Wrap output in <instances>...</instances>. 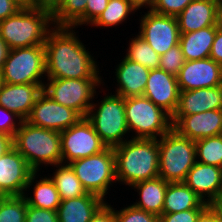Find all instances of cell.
Here are the masks:
<instances>
[{"label":"cell","instance_id":"6da1fadb","mask_svg":"<svg viewBox=\"0 0 222 222\" xmlns=\"http://www.w3.org/2000/svg\"><path fill=\"white\" fill-rule=\"evenodd\" d=\"M74 29V30H73ZM73 27H55L45 46V78L102 79L96 59Z\"/></svg>","mask_w":222,"mask_h":222},{"label":"cell","instance_id":"7a4b0ae2","mask_svg":"<svg viewBox=\"0 0 222 222\" xmlns=\"http://www.w3.org/2000/svg\"><path fill=\"white\" fill-rule=\"evenodd\" d=\"M113 149L118 183L131 187L159 176L157 139L131 138Z\"/></svg>","mask_w":222,"mask_h":222},{"label":"cell","instance_id":"3957f363","mask_svg":"<svg viewBox=\"0 0 222 222\" xmlns=\"http://www.w3.org/2000/svg\"><path fill=\"white\" fill-rule=\"evenodd\" d=\"M54 28L53 11L38 4L0 21V37L9 49L44 45Z\"/></svg>","mask_w":222,"mask_h":222},{"label":"cell","instance_id":"277c9868","mask_svg":"<svg viewBox=\"0 0 222 222\" xmlns=\"http://www.w3.org/2000/svg\"><path fill=\"white\" fill-rule=\"evenodd\" d=\"M13 147L34 172H39L41 165L62 163L60 132L34 126L26 120L15 132Z\"/></svg>","mask_w":222,"mask_h":222},{"label":"cell","instance_id":"5b68a950","mask_svg":"<svg viewBox=\"0 0 222 222\" xmlns=\"http://www.w3.org/2000/svg\"><path fill=\"white\" fill-rule=\"evenodd\" d=\"M159 177L167 182H183L196 163L194 140L171 129L158 139Z\"/></svg>","mask_w":222,"mask_h":222},{"label":"cell","instance_id":"8992f818","mask_svg":"<svg viewBox=\"0 0 222 222\" xmlns=\"http://www.w3.org/2000/svg\"><path fill=\"white\" fill-rule=\"evenodd\" d=\"M86 118L107 147L115 148L128 140L124 97L106 94L97 104L92 103Z\"/></svg>","mask_w":222,"mask_h":222},{"label":"cell","instance_id":"52a82bcc","mask_svg":"<svg viewBox=\"0 0 222 222\" xmlns=\"http://www.w3.org/2000/svg\"><path fill=\"white\" fill-rule=\"evenodd\" d=\"M125 119L131 138L158 140L173 128L171 115L144 96L125 98Z\"/></svg>","mask_w":222,"mask_h":222},{"label":"cell","instance_id":"ba28073f","mask_svg":"<svg viewBox=\"0 0 222 222\" xmlns=\"http://www.w3.org/2000/svg\"><path fill=\"white\" fill-rule=\"evenodd\" d=\"M88 193L105 200L108 190L116 181L114 149L107 147L102 152L69 163Z\"/></svg>","mask_w":222,"mask_h":222},{"label":"cell","instance_id":"9c48e42d","mask_svg":"<svg viewBox=\"0 0 222 222\" xmlns=\"http://www.w3.org/2000/svg\"><path fill=\"white\" fill-rule=\"evenodd\" d=\"M1 74L6 84H45V46L10 49Z\"/></svg>","mask_w":222,"mask_h":222},{"label":"cell","instance_id":"30bf717a","mask_svg":"<svg viewBox=\"0 0 222 222\" xmlns=\"http://www.w3.org/2000/svg\"><path fill=\"white\" fill-rule=\"evenodd\" d=\"M102 83L104 84L103 79L47 78L43 92L53 101L72 108L82 117H86L97 95V88L101 87L100 85L103 87Z\"/></svg>","mask_w":222,"mask_h":222},{"label":"cell","instance_id":"8fae6325","mask_svg":"<svg viewBox=\"0 0 222 222\" xmlns=\"http://www.w3.org/2000/svg\"><path fill=\"white\" fill-rule=\"evenodd\" d=\"M60 144L64 164L98 154L107 148L86 117L60 132Z\"/></svg>","mask_w":222,"mask_h":222},{"label":"cell","instance_id":"7c38bea8","mask_svg":"<svg viewBox=\"0 0 222 222\" xmlns=\"http://www.w3.org/2000/svg\"><path fill=\"white\" fill-rule=\"evenodd\" d=\"M139 35L160 56L179 44L180 30L175 16L160 15L151 10L140 19Z\"/></svg>","mask_w":222,"mask_h":222},{"label":"cell","instance_id":"4fadbf2b","mask_svg":"<svg viewBox=\"0 0 222 222\" xmlns=\"http://www.w3.org/2000/svg\"><path fill=\"white\" fill-rule=\"evenodd\" d=\"M81 118L77 111L53 101L42 92L26 121L34 126L61 132L76 124Z\"/></svg>","mask_w":222,"mask_h":222},{"label":"cell","instance_id":"5bb4252c","mask_svg":"<svg viewBox=\"0 0 222 222\" xmlns=\"http://www.w3.org/2000/svg\"><path fill=\"white\" fill-rule=\"evenodd\" d=\"M33 172L26 159L12 147L0 157V196L23 195Z\"/></svg>","mask_w":222,"mask_h":222},{"label":"cell","instance_id":"9a60e30c","mask_svg":"<svg viewBox=\"0 0 222 222\" xmlns=\"http://www.w3.org/2000/svg\"><path fill=\"white\" fill-rule=\"evenodd\" d=\"M179 90H195L222 85V66L210 57L185 61L177 75Z\"/></svg>","mask_w":222,"mask_h":222},{"label":"cell","instance_id":"2e32d148","mask_svg":"<svg viewBox=\"0 0 222 222\" xmlns=\"http://www.w3.org/2000/svg\"><path fill=\"white\" fill-rule=\"evenodd\" d=\"M173 129L181 136L200 140L222 134V109L186 116H171Z\"/></svg>","mask_w":222,"mask_h":222},{"label":"cell","instance_id":"e0dca14e","mask_svg":"<svg viewBox=\"0 0 222 222\" xmlns=\"http://www.w3.org/2000/svg\"><path fill=\"white\" fill-rule=\"evenodd\" d=\"M179 92L177 76L160 68L150 70L143 96L171 116L177 108Z\"/></svg>","mask_w":222,"mask_h":222},{"label":"cell","instance_id":"ac0fdd59","mask_svg":"<svg viewBox=\"0 0 222 222\" xmlns=\"http://www.w3.org/2000/svg\"><path fill=\"white\" fill-rule=\"evenodd\" d=\"M44 84H6L0 87V106L25 121L31 113Z\"/></svg>","mask_w":222,"mask_h":222},{"label":"cell","instance_id":"d6986e66","mask_svg":"<svg viewBox=\"0 0 222 222\" xmlns=\"http://www.w3.org/2000/svg\"><path fill=\"white\" fill-rule=\"evenodd\" d=\"M222 109V85L212 88L180 90L178 105L172 116H186Z\"/></svg>","mask_w":222,"mask_h":222},{"label":"cell","instance_id":"ffe728a7","mask_svg":"<svg viewBox=\"0 0 222 222\" xmlns=\"http://www.w3.org/2000/svg\"><path fill=\"white\" fill-rule=\"evenodd\" d=\"M116 93L124 98L143 96L150 70L125 56L115 68Z\"/></svg>","mask_w":222,"mask_h":222},{"label":"cell","instance_id":"44dd1931","mask_svg":"<svg viewBox=\"0 0 222 222\" xmlns=\"http://www.w3.org/2000/svg\"><path fill=\"white\" fill-rule=\"evenodd\" d=\"M221 177V167L206 165L196 161L183 181L205 203L211 204L216 200Z\"/></svg>","mask_w":222,"mask_h":222},{"label":"cell","instance_id":"7402d4cb","mask_svg":"<svg viewBox=\"0 0 222 222\" xmlns=\"http://www.w3.org/2000/svg\"><path fill=\"white\" fill-rule=\"evenodd\" d=\"M217 8L213 0H193L176 17L180 34L215 26Z\"/></svg>","mask_w":222,"mask_h":222},{"label":"cell","instance_id":"603a6c76","mask_svg":"<svg viewBox=\"0 0 222 222\" xmlns=\"http://www.w3.org/2000/svg\"><path fill=\"white\" fill-rule=\"evenodd\" d=\"M105 201L92 193L60 202L57 208L59 222H89Z\"/></svg>","mask_w":222,"mask_h":222},{"label":"cell","instance_id":"cb8c5ba5","mask_svg":"<svg viewBox=\"0 0 222 222\" xmlns=\"http://www.w3.org/2000/svg\"><path fill=\"white\" fill-rule=\"evenodd\" d=\"M167 181L161 177L140 181L131 186L138 192L140 198L132 205L138 209L152 213L160 217L163 212Z\"/></svg>","mask_w":222,"mask_h":222},{"label":"cell","instance_id":"d4e9b609","mask_svg":"<svg viewBox=\"0 0 222 222\" xmlns=\"http://www.w3.org/2000/svg\"><path fill=\"white\" fill-rule=\"evenodd\" d=\"M37 174L40 173L33 172L30 175L27 186L25 188V192H27L28 189L31 190L30 187L33 185V187H31L33 188V190H31L33 191V196H29L28 192L23 194L27 205L36 208L57 211L61 200L55 183L50 178V176H44V178L39 177L41 179L38 180L37 178L39 175Z\"/></svg>","mask_w":222,"mask_h":222},{"label":"cell","instance_id":"484cf974","mask_svg":"<svg viewBox=\"0 0 222 222\" xmlns=\"http://www.w3.org/2000/svg\"><path fill=\"white\" fill-rule=\"evenodd\" d=\"M209 204L205 203L184 182H169L164 198L162 214H171L189 209H206Z\"/></svg>","mask_w":222,"mask_h":222},{"label":"cell","instance_id":"4316f807","mask_svg":"<svg viewBox=\"0 0 222 222\" xmlns=\"http://www.w3.org/2000/svg\"><path fill=\"white\" fill-rule=\"evenodd\" d=\"M216 31V26H209L194 32L180 34L179 45L186 61L208 58Z\"/></svg>","mask_w":222,"mask_h":222},{"label":"cell","instance_id":"83f0119b","mask_svg":"<svg viewBox=\"0 0 222 222\" xmlns=\"http://www.w3.org/2000/svg\"><path fill=\"white\" fill-rule=\"evenodd\" d=\"M86 5V0H62L52 10L55 27L85 26Z\"/></svg>","mask_w":222,"mask_h":222},{"label":"cell","instance_id":"f1b7e54d","mask_svg":"<svg viewBox=\"0 0 222 222\" xmlns=\"http://www.w3.org/2000/svg\"><path fill=\"white\" fill-rule=\"evenodd\" d=\"M52 167H56V169L50 178L55 183L61 201L77 198L87 193L69 164L60 163Z\"/></svg>","mask_w":222,"mask_h":222},{"label":"cell","instance_id":"f546056e","mask_svg":"<svg viewBox=\"0 0 222 222\" xmlns=\"http://www.w3.org/2000/svg\"><path fill=\"white\" fill-rule=\"evenodd\" d=\"M130 0H109L105 10L90 25L95 27H114L127 21L128 16L136 12Z\"/></svg>","mask_w":222,"mask_h":222},{"label":"cell","instance_id":"4dcf8cb0","mask_svg":"<svg viewBox=\"0 0 222 222\" xmlns=\"http://www.w3.org/2000/svg\"><path fill=\"white\" fill-rule=\"evenodd\" d=\"M125 57L149 70L159 68L160 55L139 35L130 38Z\"/></svg>","mask_w":222,"mask_h":222},{"label":"cell","instance_id":"1f68e13d","mask_svg":"<svg viewBox=\"0 0 222 222\" xmlns=\"http://www.w3.org/2000/svg\"><path fill=\"white\" fill-rule=\"evenodd\" d=\"M196 161L222 167V134L195 141Z\"/></svg>","mask_w":222,"mask_h":222},{"label":"cell","instance_id":"d6a6232c","mask_svg":"<svg viewBox=\"0 0 222 222\" xmlns=\"http://www.w3.org/2000/svg\"><path fill=\"white\" fill-rule=\"evenodd\" d=\"M26 210L23 195L0 196V222H25Z\"/></svg>","mask_w":222,"mask_h":222},{"label":"cell","instance_id":"836d02e7","mask_svg":"<svg viewBox=\"0 0 222 222\" xmlns=\"http://www.w3.org/2000/svg\"><path fill=\"white\" fill-rule=\"evenodd\" d=\"M114 222H159V217L130 204L120 210L114 208Z\"/></svg>","mask_w":222,"mask_h":222},{"label":"cell","instance_id":"e575fe53","mask_svg":"<svg viewBox=\"0 0 222 222\" xmlns=\"http://www.w3.org/2000/svg\"><path fill=\"white\" fill-rule=\"evenodd\" d=\"M185 61L180 45L177 44L160 56L159 68L177 76Z\"/></svg>","mask_w":222,"mask_h":222},{"label":"cell","instance_id":"d590c367","mask_svg":"<svg viewBox=\"0 0 222 222\" xmlns=\"http://www.w3.org/2000/svg\"><path fill=\"white\" fill-rule=\"evenodd\" d=\"M193 0H156L151 11L160 15L177 17Z\"/></svg>","mask_w":222,"mask_h":222},{"label":"cell","instance_id":"8d00e7d4","mask_svg":"<svg viewBox=\"0 0 222 222\" xmlns=\"http://www.w3.org/2000/svg\"><path fill=\"white\" fill-rule=\"evenodd\" d=\"M0 114V133L14 137L15 132L19 129L23 120L15 113L5 109L2 106H0Z\"/></svg>","mask_w":222,"mask_h":222},{"label":"cell","instance_id":"74e56055","mask_svg":"<svg viewBox=\"0 0 222 222\" xmlns=\"http://www.w3.org/2000/svg\"><path fill=\"white\" fill-rule=\"evenodd\" d=\"M25 222H59L57 211L27 205Z\"/></svg>","mask_w":222,"mask_h":222},{"label":"cell","instance_id":"f35d334b","mask_svg":"<svg viewBox=\"0 0 222 222\" xmlns=\"http://www.w3.org/2000/svg\"><path fill=\"white\" fill-rule=\"evenodd\" d=\"M205 209H189L171 214H162L159 222H196Z\"/></svg>","mask_w":222,"mask_h":222},{"label":"cell","instance_id":"ab89813d","mask_svg":"<svg viewBox=\"0 0 222 222\" xmlns=\"http://www.w3.org/2000/svg\"><path fill=\"white\" fill-rule=\"evenodd\" d=\"M86 26H89L105 10L109 0H86Z\"/></svg>","mask_w":222,"mask_h":222},{"label":"cell","instance_id":"60d3db41","mask_svg":"<svg viewBox=\"0 0 222 222\" xmlns=\"http://www.w3.org/2000/svg\"><path fill=\"white\" fill-rule=\"evenodd\" d=\"M89 222H114V207L105 200Z\"/></svg>","mask_w":222,"mask_h":222},{"label":"cell","instance_id":"b9f144b4","mask_svg":"<svg viewBox=\"0 0 222 222\" xmlns=\"http://www.w3.org/2000/svg\"><path fill=\"white\" fill-rule=\"evenodd\" d=\"M21 8L14 0H0V21L14 15Z\"/></svg>","mask_w":222,"mask_h":222},{"label":"cell","instance_id":"7bdbcfd3","mask_svg":"<svg viewBox=\"0 0 222 222\" xmlns=\"http://www.w3.org/2000/svg\"><path fill=\"white\" fill-rule=\"evenodd\" d=\"M209 57L222 66V32L221 31H216L214 42L212 44V49H211V53Z\"/></svg>","mask_w":222,"mask_h":222},{"label":"cell","instance_id":"ee69618b","mask_svg":"<svg viewBox=\"0 0 222 222\" xmlns=\"http://www.w3.org/2000/svg\"><path fill=\"white\" fill-rule=\"evenodd\" d=\"M196 222H220L219 217L209 205L198 217Z\"/></svg>","mask_w":222,"mask_h":222},{"label":"cell","instance_id":"f6af8a7d","mask_svg":"<svg viewBox=\"0 0 222 222\" xmlns=\"http://www.w3.org/2000/svg\"><path fill=\"white\" fill-rule=\"evenodd\" d=\"M13 147V137L0 133V157Z\"/></svg>","mask_w":222,"mask_h":222},{"label":"cell","instance_id":"bcb514c9","mask_svg":"<svg viewBox=\"0 0 222 222\" xmlns=\"http://www.w3.org/2000/svg\"><path fill=\"white\" fill-rule=\"evenodd\" d=\"M130 1L137 10H140L143 7H146L147 10H151L156 2V0H130Z\"/></svg>","mask_w":222,"mask_h":222},{"label":"cell","instance_id":"7dc6e473","mask_svg":"<svg viewBox=\"0 0 222 222\" xmlns=\"http://www.w3.org/2000/svg\"><path fill=\"white\" fill-rule=\"evenodd\" d=\"M9 50L10 49L6 45L5 41L0 37V70L2 69L4 62L7 59Z\"/></svg>","mask_w":222,"mask_h":222},{"label":"cell","instance_id":"c3c4849f","mask_svg":"<svg viewBox=\"0 0 222 222\" xmlns=\"http://www.w3.org/2000/svg\"><path fill=\"white\" fill-rule=\"evenodd\" d=\"M210 206L219 217L220 222H222V199H216L210 204Z\"/></svg>","mask_w":222,"mask_h":222},{"label":"cell","instance_id":"681fc988","mask_svg":"<svg viewBox=\"0 0 222 222\" xmlns=\"http://www.w3.org/2000/svg\"><path fill=\"white\" fill-rule=\"evenodd\" d=\"M215 26L217 31L222 32V7L217 8Z\"/></svg>","mask_w":222,"mask_h":222},{"label":"cell","instance_id":"f907efd6","mask_svg":"<svg viewBox=\"0 0 222 222\" xmlns=\"http://www.w3.org/2000/svg\"><path fill=\"white\" fill-rule=\"evenodd\" d=\"M16 1L21 7H31L40 4V0H14Z\"/></svg>","mask_w":222,"mask_h":222},{"label":"cell","instance_id":"816d5d0a","mask_svg":"<svg viewBox=\"0 0 222 222\" xmlns=\"http://www.w3.org/2000/svg\"><path fill=\"white\" fill-rule=\"evenodd\" d=\"M62 0H40V4L45 5L48 9L53 10Z\"/></svg>","mask_w":222,"mask_h":222},{"label":"cell","instance_id":"f5cc1de1","mask_svg":"<svg viewBox=\"0 0 222 222\" xmlns=\"http://www.w3.org/2000/svg\"><path fill=\"white\" fill-rule=\"evenodd\" d=\"M216 199H222V167H221V177H220V186H219V192Z\"/></svg>","mask_w":222,"mask_h":222},{"label":"cell","instance_id":"db71d44e","mask_svg":"<svg viewBox=\"0 0 222 222\" xmlns=\"http://www.w3.org/2000/svg\"><path fill=\"white\" fill-rule=\"evenodd\" d=\"M217 7H222V0H213Z\"/></svg>","mask_w":222,"mask_h":222},{"label":"cell","instance_id":"11a10c76","mask_svg":"<svg viewBox=\"0 0 222 222\" xmlns=\"http://www.w3.org/2000/svg\"><path fill=\"white\" fill-rule=\"evenodd\" d=\"M3 81H2V74H1V70H0V87L2 85Z\"/></svg>","mask_w":222,"mask_h":222}]
</instances>
